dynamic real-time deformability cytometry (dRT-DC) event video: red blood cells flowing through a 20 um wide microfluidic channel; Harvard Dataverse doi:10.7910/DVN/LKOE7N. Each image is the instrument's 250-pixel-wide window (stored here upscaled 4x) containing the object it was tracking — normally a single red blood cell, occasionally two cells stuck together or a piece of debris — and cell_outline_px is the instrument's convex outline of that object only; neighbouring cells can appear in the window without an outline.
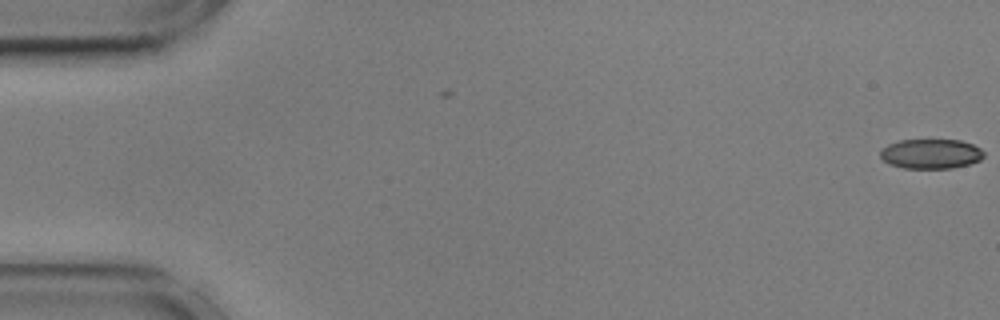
{"species": "common noctule bat (a hibernating species)", "species_latin": "Nyctalus noctula", "temperature_condition": "cold", "stored_images_in_passage": 2, "camera_frame_rate_fps": 3000, "um_per_image_px": 0.085, "animal": {"sex": "male", "body_mass_g": 17.9, "forearm_length_mm": 54.2}, "frame": {"image": 1, "passage_image": 2, "time_ms": 0.333, "image_size_px": [1000, 320], "cell_outline_px": [[984, 156], [980, 160], [968, 164], [952, 168], [904, 168], [888, 164], [880, 156], [880, 152], [888, 144], [900, 140], [960, 140], [972, 144], [980, 148], [984, 152]], "centroid_in_image_um": [79.13, 13.07], "position_along_channel_um": 5.9, "area_um2": 17.86}}